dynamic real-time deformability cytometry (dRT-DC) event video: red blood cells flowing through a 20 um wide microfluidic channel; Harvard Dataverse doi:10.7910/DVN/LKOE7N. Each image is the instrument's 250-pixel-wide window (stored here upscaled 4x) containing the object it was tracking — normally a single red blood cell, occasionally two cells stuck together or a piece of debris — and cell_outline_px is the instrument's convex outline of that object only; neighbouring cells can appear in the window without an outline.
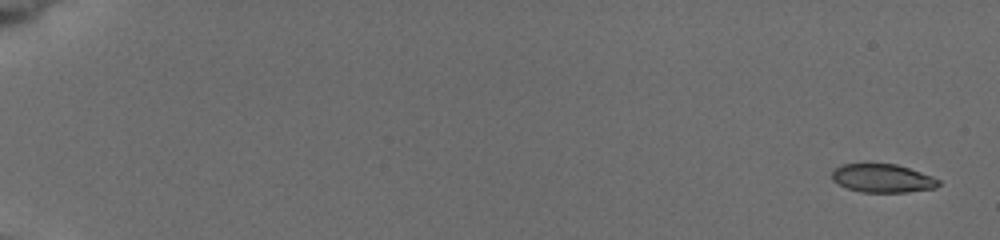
{"species": "common noctule bat (a hibernating species)", "species_latin": "Nyctalus noctula", "temperature_condition": "cold", "stored_images_in_passage": 17, "camera_frame_rate_fps": 3000, "um_per_image_px": 0.085, "animal": {"sex": "female", "body_mass_g": 19.5, "forearm_length_mm": 54.1}, "frame": {"image": 1, "passage_image": 1, "time_ms": 0.0, "image_size_px": [1000, 240], "cell_outline_px": [[940, 184], [936, 188], [908, 192], [860, 192], [848, 188], [832, 180], [832, 172], [840, 164], [896, 164], [932, 176], [940, 180]], "centroid_in_image_um": [75.03, 15.16], "position_along_channel_um": 10.0, "area_um2": 17.57}}
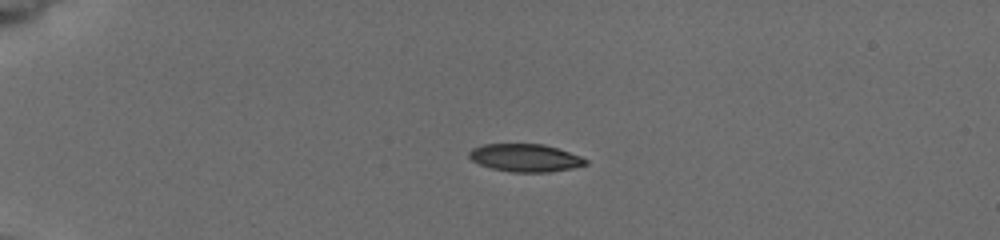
{"frame": {"image": 2, "passage_image": 10, "time_ms": 4.333, "image_size_px": [1000, 240], "cell_outline_px": [[588, 164], [572, 168], [548, 172], [512, 172], [492, 168], [480, 164], [472, 160], [468, 156], [468, 152], [472, 148], [484, 144], [544, 144], [580, 156], [588, 160]], "centroid_in_image_um": [44.64, 13.41], "position_along_channel_um": 40.4, "area_um2": 18.73}}
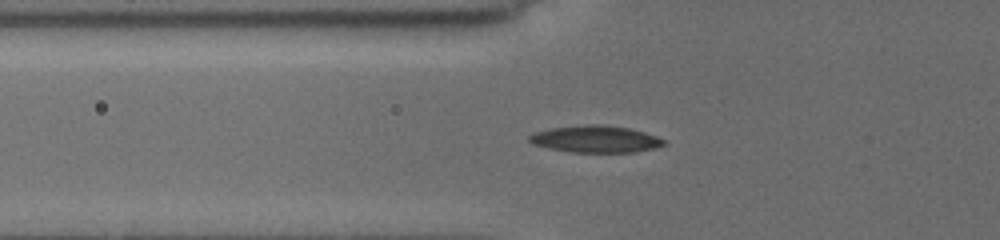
{"frame": {"image": 3, "passage_image": 15, "time_ms": 6.667, "image_size_px": [1000, 240], "cell_outline_px": [[668, 144], [656, 148], [636, 152], [572, 152], [548, 148], [532, 144], [528, 140], [528, 136], [532, 132], [548, 128], [584, 124], [608, 124], [628, 128], [644, 132], [656, 136], [664, 140]], "centroid_in_image_um": [50.6, 11.81], "position_along_channel_um": 75.2, "area_um2": 21.5}}